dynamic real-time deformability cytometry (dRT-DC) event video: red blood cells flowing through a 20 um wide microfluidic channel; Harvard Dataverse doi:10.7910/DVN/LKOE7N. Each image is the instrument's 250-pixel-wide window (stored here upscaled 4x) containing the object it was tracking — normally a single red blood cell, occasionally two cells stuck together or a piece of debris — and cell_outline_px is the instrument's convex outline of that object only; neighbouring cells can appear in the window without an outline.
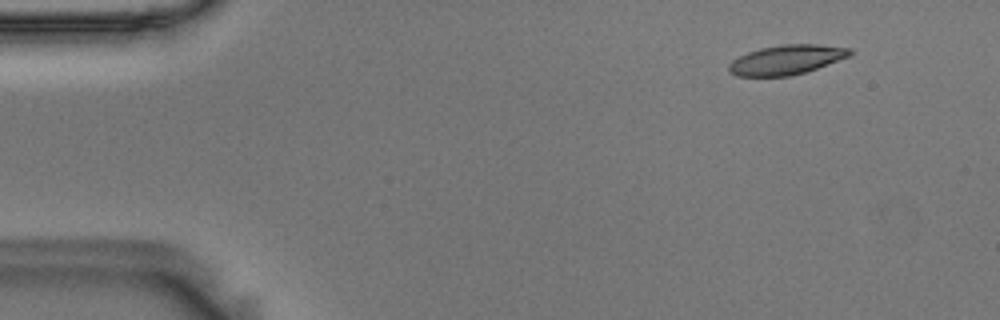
{"species": "Egyptian fruit bat (a non-hibernating species)", "species_latin": "Rousettus aegyptiacus", "temperature_condition": "room temperature", "stored_images_in_passage": 51, "camera_frame_rate_fps": 3000, "um_per_image_px": 0.085, "animal": {"sex": "male"}, "frame": {"image": 1, "passage_image": 1, "time_ms": 0.0, "image_size_px": [1000, 320], "cell_outline_px": [[852, 52], [848, 56], [816, 68], [804, 72], [788, 76], [736, 76], [728, 72], [728, 64], [732, 60], [748, 52], [760, 48], [784, 44], [816, 44], [852, 48]], "centroid_in_image_um": [66.8, 5.07], "position_along_channel_um": 18.2, "area_um2": 20.63}}
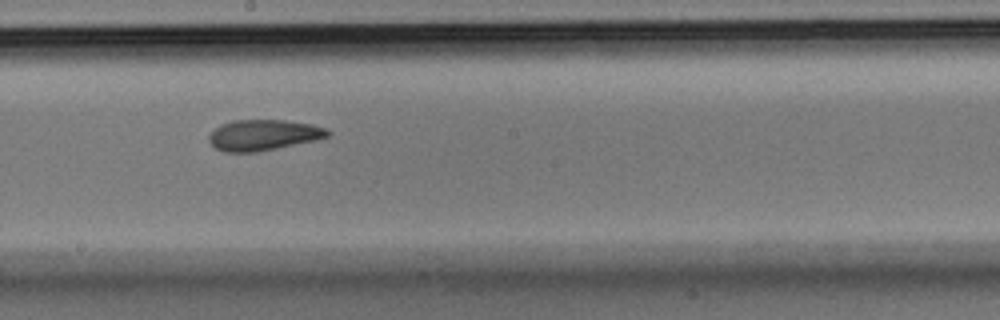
{"frame": {"image": 2, "passage_image": 26, "time_ms": 8.333, "image_size_px": [1000, 320], "cell_outline_px": [[332, 132], [328, 136], [316, 140], [256, 152], [224, 152], [216, 148], [208, 140], [208, 136], [220, 124], [232, 120], [284, 120], [312, 124], [328, 128]], "centroid_in_image_um": [22.4, 11.47], "position_along_channel_um": 225.8, "area_um2": 21.33}}
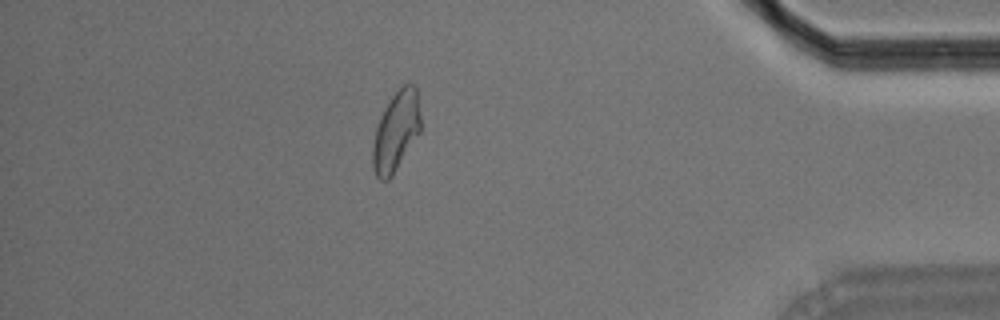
{"frame": {"image": 3, "passage_image": 44, "time_ms": 14.333, "image_size_px": [1000, 320], "cell_outline_px": [[420, 132], [392, 176], [388, 180], [380, 180], [376, 176], [372, 168], [372, 148], [376, 128], [380, 116], [384, 108], [392, 96], [404, 84], [416, 84], [420, 116]], "centroid_in_image_um": [33.65, 11.18], "position_along_channel_um": 401.6, "area_um2": 22.2}, "authors_computed_cell_mechanics": {"area_um2": 21.675, "velocity_mm_per_s": 3.5945, "shape_relaxation_time_tau1_ms": 5.9524, "shape_relaxation_time_tau2_ms": 2.3657, "deformation_change_tau1": 0.1846, "deformation_change_tau2": 0.0954}}